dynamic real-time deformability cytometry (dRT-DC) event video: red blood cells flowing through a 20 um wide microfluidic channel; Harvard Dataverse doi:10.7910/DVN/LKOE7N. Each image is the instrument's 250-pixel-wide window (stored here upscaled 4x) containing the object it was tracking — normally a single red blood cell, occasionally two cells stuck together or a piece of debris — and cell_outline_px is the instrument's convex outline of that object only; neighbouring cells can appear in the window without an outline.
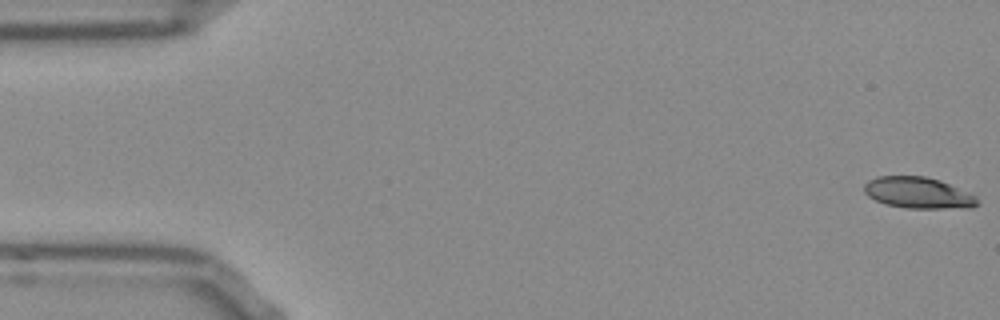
{"species": "Egyptian fruit bat (a non-hibernating species)", "species_latin": "Rousettus aegyptiacus", "temperature_condition": "room temperature", "stored_images_in_passage": 10, "camera_frame_rate_fps": 3000, "um_per_image_px": 0.085, "frame": {"image": 1, "passage_image": 1, "time_ms": 0.0, "image_size_px": [1000, 320], "cell_outline_px": [[980, 204], [972, 208], [904, 208], [888, 204], [876, 200], [868, 196], [864, 192], [864, 184], [868, 180], [880, 176], [924, 176], [940, 180], [976, 196]], "centroid_in_image_um": [78.06, 16.39], "position_along_channel_um": 6.9, "area_um2": 20.58}}